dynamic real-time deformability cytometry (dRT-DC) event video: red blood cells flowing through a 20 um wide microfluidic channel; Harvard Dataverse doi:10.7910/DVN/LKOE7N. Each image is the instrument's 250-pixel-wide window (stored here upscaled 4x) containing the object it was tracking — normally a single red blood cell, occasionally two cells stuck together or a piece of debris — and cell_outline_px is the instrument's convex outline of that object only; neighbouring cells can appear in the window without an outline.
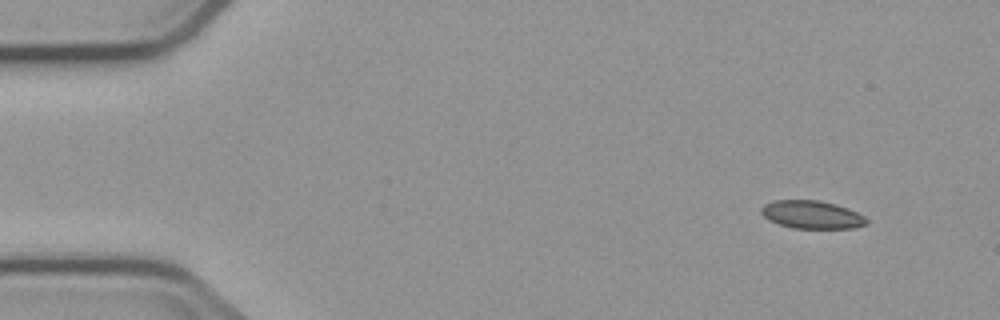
{"species": "common noctule bat (a hibernating species)", "species_latin": "Nyctalus noctula", "temperature_condition": "cold", "stored_images_in_passage": 5, "camera_frame_rate_fps": 3000, "um_per_image_px": 0.085, "animal": {"sex": "male", "body_mass_g": 23.1, "forearm_length_mm": 52.7}, "frame": {"image": 1, "passage_image": 1, "time_ms": 0.0, "image_size_px": [1000, 320], "cell_outline_px": [[868, 224], [852, 228], [792, 228], [768, 220], [760, 212], [760, 208], [764, 204], [772, 200], [820, 200], [836, 204], [848, 208], [864, 216], [868, 220]], "centroid_in_image_um": [68.99, 18.23], "position_along_channel_um": 16.0, "area_um2": 17.28}}
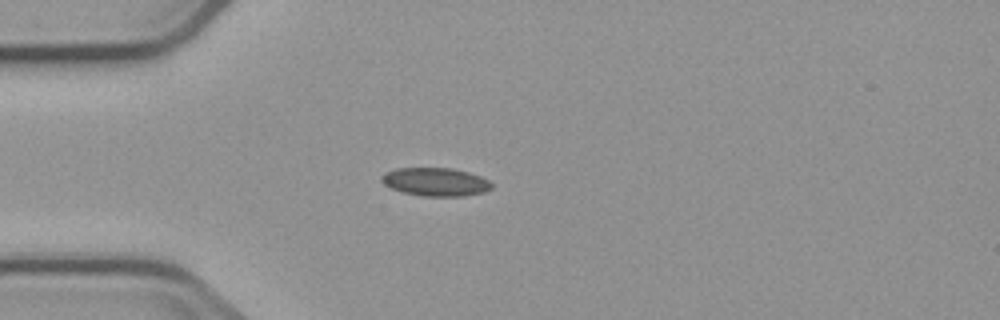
{"frame": {"image": 2, "passage_image": 4, "time_ms": 3.333, "image_size_px": [1000, 320], "cell_outline_px": [[492, 188], [484, 192], [464, 196], [420, 196], [404, 192], [392, 188], [384, 184], [380, 180], [380, 176], [384, 172], [396, 168], [452, 168], [468, 172], [480, 176], [488, 180], [492, 184]], "centroid_in_image_um": [37.0, 15.45], "position_along_channel_um": 48.0, "area_um2": 18.21}}